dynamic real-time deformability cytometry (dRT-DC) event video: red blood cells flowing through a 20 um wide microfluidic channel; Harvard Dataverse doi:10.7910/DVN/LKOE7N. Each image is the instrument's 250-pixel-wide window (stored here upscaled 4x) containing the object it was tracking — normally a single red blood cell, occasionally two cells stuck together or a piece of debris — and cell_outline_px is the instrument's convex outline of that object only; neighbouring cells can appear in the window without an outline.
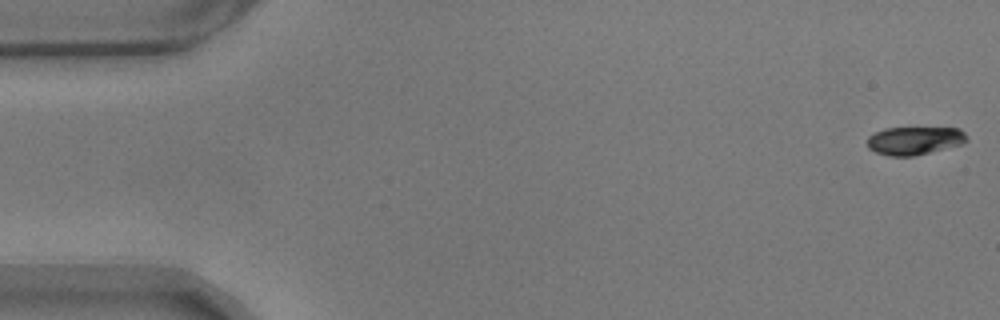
{"species": "common noctule bat (a hibernating species)", "species_latin": "Nyctalus noctula", "temperature_condition": "warm", "stored_images_in_passage": 57, "camera_frame_rate_fps": 3000, "um_per_image_px": 0.085, "animal": {"sex": "male", "body_mass_g": 17.9}, "frame": {"image": 1, "passage_image": 1, "time_ms": 0.0, "image_size_px": [1000, 320], "cell_outline_px": [[968, 140], [960, 144], [912, 156], [888, 156], [876, 152], [868, 148], [868, 136], [884, 128], [960, 128], [968, 136]], "centroid_in_image_um": [77.72, 11.94], "position_along_channel_um": 7.3, "area_um2": 16.13}}
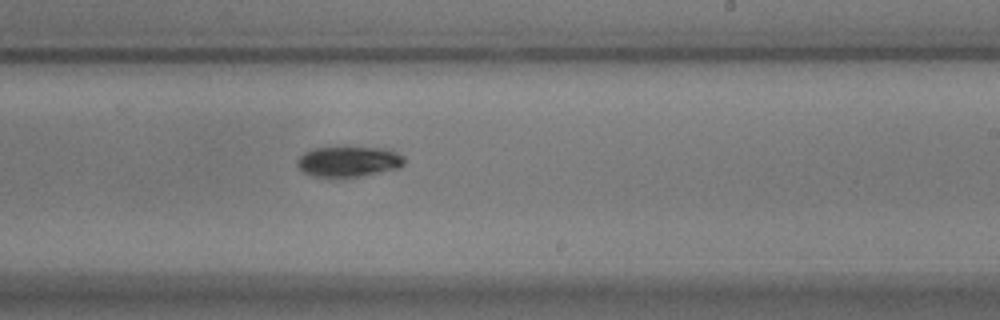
{"frame": {"image": 2, "passage_image": 34, "time_ms": 11.0, "image_size_px": [1000, 320], "cell_outline_px": [[404, 164], [400, 168], [360, 176], [316, 176], [304, 172], [296, 164], [296, 160], [304, 152], [316, 148], [344, 144], [348, 144], [392, 148], [404, 156]], "centroid_in_image_um": [29.7, 13.64], "position_along_channel_um": 259.3, "area_um2": 19.94}}
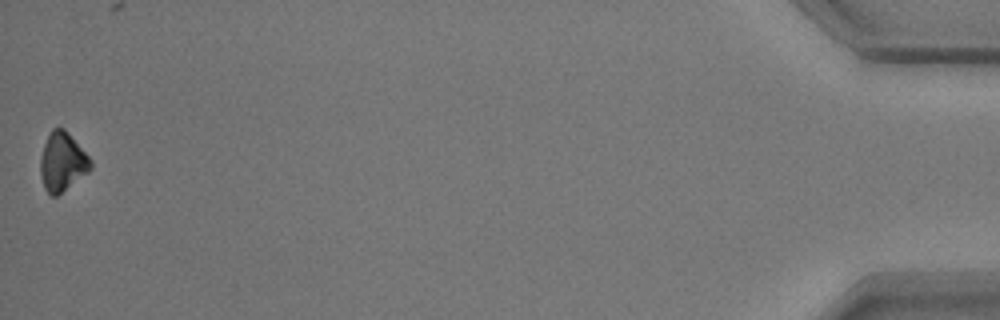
{"frame": {"image": 3, "passage_image": 57, "time_ms": 18.667, "image_size_px": [1000, 320], "cell_outline_px": [[92, 168], [88, 172], [56, 196], [52, 196], [44, 188], [40, 176], [40, 156], [44, 144], [52, 128], [64, 128], [92, 160]], "centroid_in_image_um": [5.29, 13.76], "position_along_channel_um": 429.9, "area_um2": 17.05}, "authors_computed_cell_mechanics": {"area_um2": 18.3804, "velocity_mm_per_s": 3.5118, "shape_relaxation_time_tau1_ms": 2.2311, "shape_relaxation_time_tau2_ms": null, "deformation_change_tau1": 0.0878, "deformation_change_tau2": null}}